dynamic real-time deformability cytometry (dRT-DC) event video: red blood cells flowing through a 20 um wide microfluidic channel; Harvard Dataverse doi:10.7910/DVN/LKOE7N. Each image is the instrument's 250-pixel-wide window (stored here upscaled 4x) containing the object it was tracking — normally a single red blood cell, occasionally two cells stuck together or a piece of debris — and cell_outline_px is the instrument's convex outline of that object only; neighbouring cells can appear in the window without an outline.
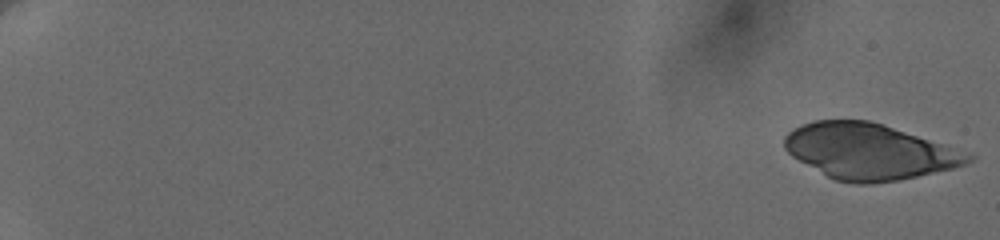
{"species": "human", "species_latin": "Homo sapiens", "temperature_condition": "cold", "stored_images_in_passage": 24, "camera_frame_rate_fps": 3000, "um_per_image_px": 0.085, "donor": {"sex": "female"}, "frame": {"image": 1, "passage_image": 1, "time_ms": 0.0, "image_size_px": [1000, 240], "cell_outline_px": [[976, 156], [968, 164], [952, 168], [916, 176], [896, 180], [872, 184], [856, 184], [836, 180], [828, 176], [792, 156], [784, 148], [784, 136], [792, 128], [812, 120], [868, 120], [972, 152]], "centroid_in_image_um": [73.91, 12.87], "position_along_channel_um": 11.1, "area_um2": 59.53}}
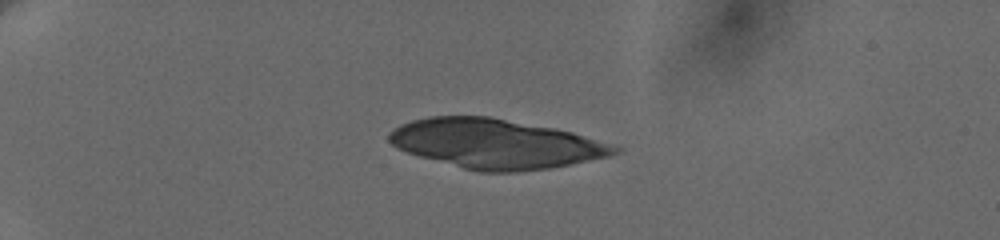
{"frame": {"image": 2, "passage_image": 17, "time_ms": 5.0, "image_size_px": [1000, 240], "cell_outline_px": [[624, 148], [620, 152], [608, 156], [548, 168], [516, 172], [480, 172], [464, 168], [420, 156], [396, 148], [388, 140], [388, 136], [400, 124], [412, 120], [428, 116], [488, 116], [552, 128], [572, 132]], "centroid_in_image_um": [42.12, 12.22], "position_along_channel_um": 42.9, "area_um2": 64.22}}